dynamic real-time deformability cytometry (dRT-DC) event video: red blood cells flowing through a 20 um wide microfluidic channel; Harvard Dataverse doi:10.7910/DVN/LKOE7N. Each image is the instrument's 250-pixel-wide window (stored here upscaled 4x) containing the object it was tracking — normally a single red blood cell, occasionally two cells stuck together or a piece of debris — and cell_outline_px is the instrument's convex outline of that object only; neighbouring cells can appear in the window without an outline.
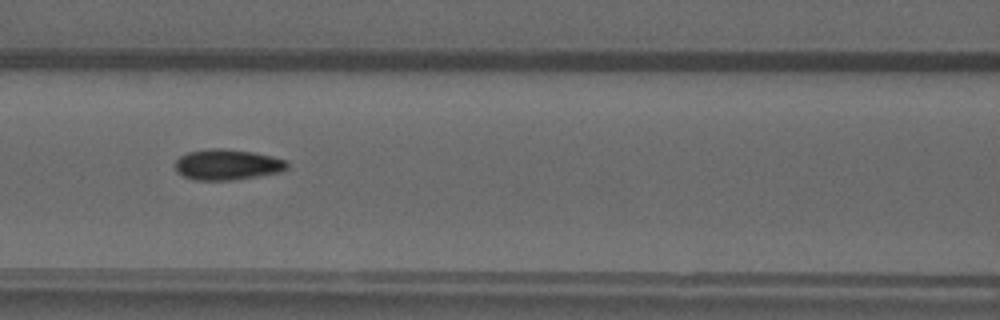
{"species": "common noctule bat (a hibernating species)", "species_latin": "Nyctalus noctula", "temperature_condition": "warm", "stored_images_in_passage": 44, "camera_frame_rate_fps": 3000, "um_per_image_px": 0.085, "animal": {"sex": "male", "forearm_length_mm": 52.5}, "frame": {"image": 1, "passage_image": 24, "time_ms": 7.667, "image_size_px": [1000, 320], "cell_outline_px": [[288, 168], [280, 172], [232, 180], [196, 180], [184, 176], [176, 172], [176, 160], [180, 156], [188, 152], [212, 148], [224, 148], [252, 152], [272, 156], [288, 160]], "centroid_in_image_um": [19.33, 13.99], "position_along_channel_um": 147.3, "area_um2": 20.0}}
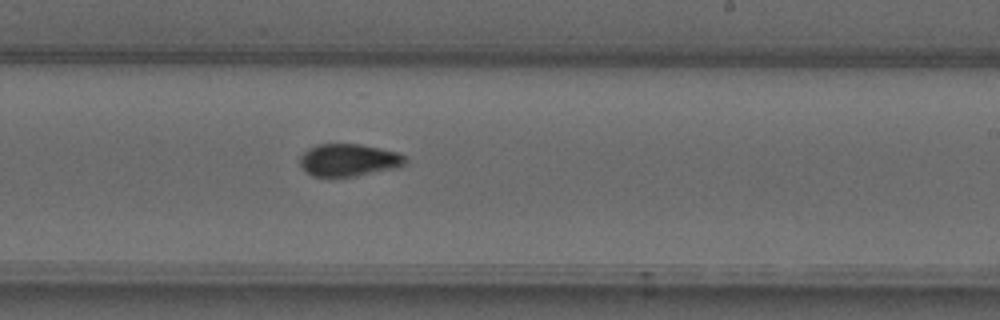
{"frame": {"image": 2, "passage_image": 32, "time_ms": 10.333, "image_size_px": [1000, 320], "cell_outline_px": [[408, 160], [400, 168], [356, 176], [312, 176], [300, 164], [300, 156], [308, 148], [316, 144], [360, 144], [400, 152]], "centroid_in_image_um": [29.7, 13.6], "position_along_channel_um": 259.3, "area_um2": 20.06}}
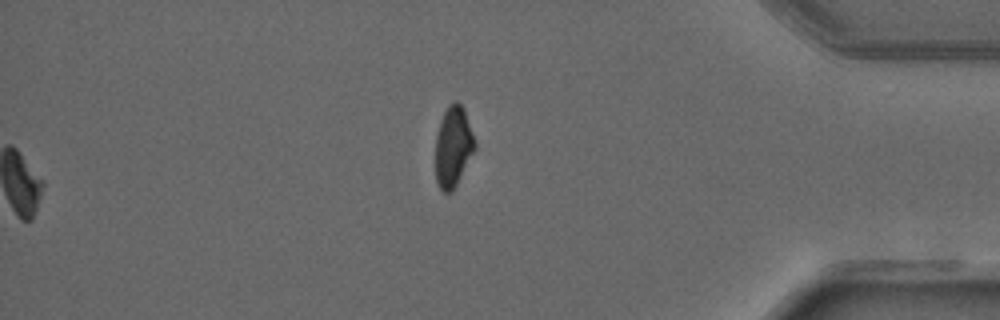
{"frame": {"image": 3, "passage_image": 44, "time_ms": 14.333, "image_size_px": [1000, 320], "cell_outline_px": [[476, 148], [456, 184], [448, 192], [444, 192], [440, 188], [436, 180], [436, 136], [440, 120], [448, 104], [456, 100], [464, 108], [476, 140]], "centroid_in_image_um": [38.53, 12.39], "position_along_channel_um": 396.7, "area_um2": 18.38}}